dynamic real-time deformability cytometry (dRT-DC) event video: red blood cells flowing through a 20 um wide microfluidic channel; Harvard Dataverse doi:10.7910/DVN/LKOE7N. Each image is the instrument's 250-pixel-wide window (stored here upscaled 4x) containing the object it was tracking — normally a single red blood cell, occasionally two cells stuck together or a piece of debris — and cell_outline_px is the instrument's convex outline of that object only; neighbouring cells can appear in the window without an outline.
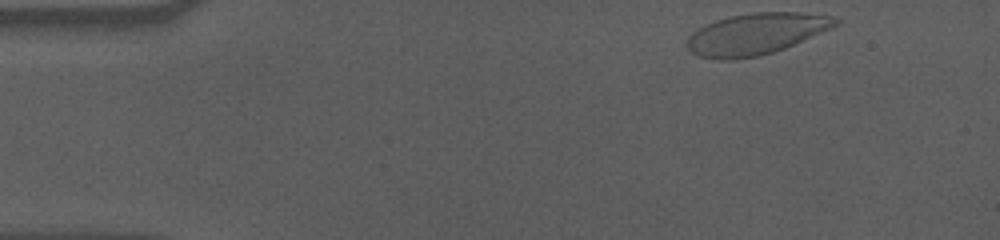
{"species": "human", "species_latin": "Homo sapiens", "temperature_condition": "cold", "stored_images_in_passage": 52, "camera_frame_rate_fps": 3000, "um_per_image_px": 0.085, "donor": {"sex": "male"}, "frame": {"image": 1, "passage_image": 1, "time_ms": 0.0, "image_size_px": [1000, 240], "cell_outline_px": [[840, 24], [832, 28], [784, 48], [760, 56], [732, 60], [720, 60], [696, 56], [684, 44], [688, 36], [692, 32], [716, 20], [728, 16], [752, 12], [800, 12], [836, 16], [840, 20]], "centroid_in_image_um": [64.26, 2.88], "position_along_channel_um": 20.7, "area_um2": 36.07}}
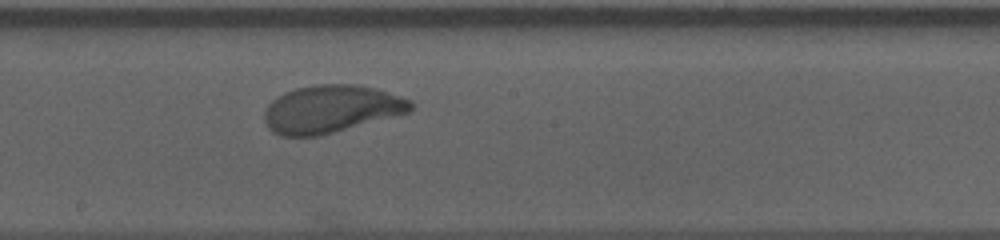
{"frame": {"image": 2, "passage_image": 26, "time_ms": 8.333, "image_size_px": [1000, 240], "cell_outline_px": [[412, 108], [408, 112], [320, 136], [280, 136], [272, 132], [268, 128], [264, 120], [264, 112], [268, 104], [276, 96], [284, 92], [296, 88], [316, 84], [356, 84], [376, 88], [412, 100]], "centroid_in_image_um": [28.1, 9.26], "position_along_channel_um": 220.1, "area_um2": 40.69}}
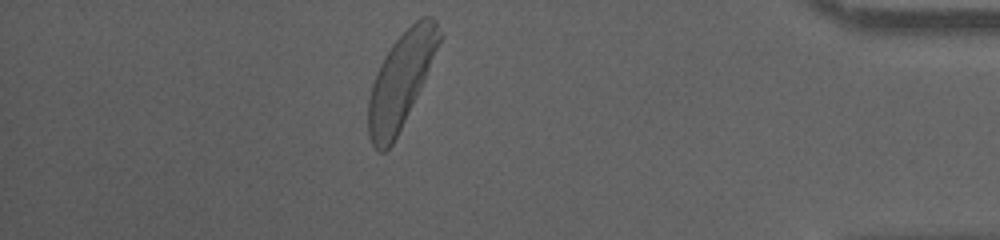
{"frame": {"image": 3, "passage_image": 45, "time_ms": 14.667, "image_size_px": [1000, 240], "cell_outline_px": [[444, 36], [424, 80], [392, 144], [384, 152], [380, 152], [372, 144], [368, 136], [368, 100], [372, 84], [376, 72], [384, 56], [392, 44], [420, 16], [432, 16], [436, 20], [444, 32]], "centroid_in_image_um": [34.1, 6.77], "position_along_channel_um": 401.1, "area_um2": 38.84}, "authors_computed_cell_mechanics": {"area_um2": 39.4196, "velocity_mm_per_s": 3.4976, "shape_relaxation_time_tau1_ms": 3.006, "shape_relaxation_time_tau2_ms": null, "deformation_change_tau1": 0.167, "deformation_change_tau2": null}}